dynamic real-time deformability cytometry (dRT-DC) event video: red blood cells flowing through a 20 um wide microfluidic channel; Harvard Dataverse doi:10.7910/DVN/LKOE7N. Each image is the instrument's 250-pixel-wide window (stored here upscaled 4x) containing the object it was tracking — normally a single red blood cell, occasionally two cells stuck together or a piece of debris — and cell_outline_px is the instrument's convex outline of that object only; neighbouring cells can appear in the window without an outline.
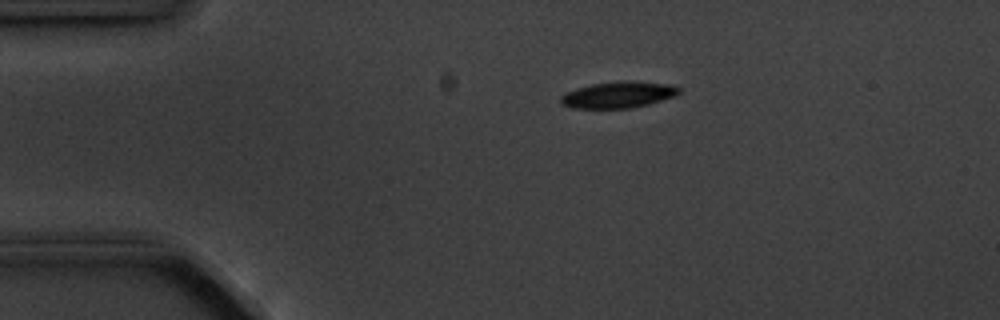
{"species": "common noctule bat (a hibernating species)", "species_latin": "Nyctalus noctula", "temperature_condition": "cold", "stored_images_in_passage": 6, "camera_frame_rate_fps": 3000, "um_per_image_px": 0.085, "animal": {"sex": "male", "body_mass_g": 20.1, "forearm_length_mm": 53.5}, "frame": {"image": 1, "passage_image": 1, "time_ms": 0.0, "image_size_px": [1000, 320], "cell_outline_px": [[680, 92], [676, 96], [648, 104], [632, 108], [572, 108], [560, 104], [560, 96], [564, 92], [576, 88], [592, 84], [624, 80], [672, 84], [680, 88]], "centroid_in_image_um": [52.54, 8.05], "position_along_channel_um": 32.5, "area_um2": 18.38}}
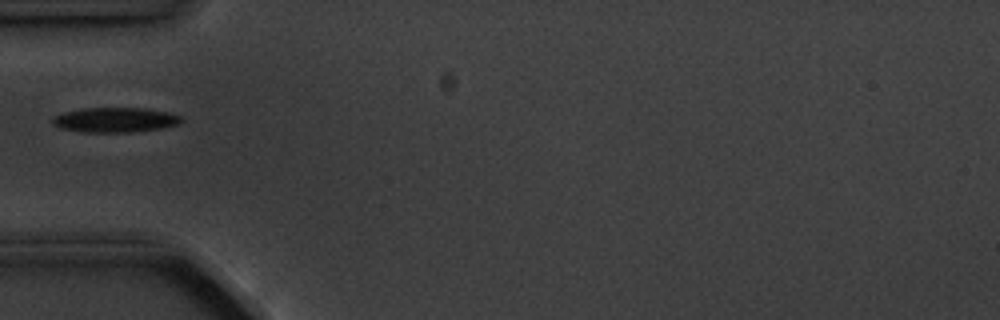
{"frame": {"image": 2, "passage_image": 3, "time_ms": 2.333, "image_size_px": [1000, 320], "cell_outline_px": [[184, 120], [180, 124], [160, 128], [132, 132], [84, 132], [60, 128], [52, 124], [52, 120], [56, 116], [64, 112], [84, 108], [148, 108], [168, 112], [180, 116]], "centroid_in_image_um": [9.82, 10.19], "position_along_channel_um": 75.2, "area_um2": 18.61}}